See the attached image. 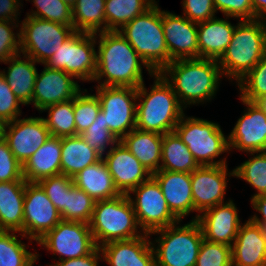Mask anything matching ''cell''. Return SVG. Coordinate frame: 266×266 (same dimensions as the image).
<instances>
[{"instance_id": "1", "label": "cell", "mask_w": 266, "mask_h": 266, "mask_svg": "<svg viewBox=\"0 0 266 266\" xmlns=\"http://www.w3.org/2000/svg\"><path fill=\"white\" fill-rule=\"evenodd\" d=\"M98 36L97 71L93 79V82H100L98 86L138 88L144 82L142 66L154 76L155 73L119 31H104ZM104 77L105 80L101 81Z\"/></svg>"}, {"instance_id": "2", "label": "cell", "mask_w": 266, "mask_h": 266, "mask_svg": "<svg viewBox=\"0 0 266 266\" xmlns=\"http://www.w3.org/2000/svg\"><path fill=\"white\" fill-rule=\"evenodd\" d=\"M160 74L184 108L214 98L222 76L218 60L205 58L172 61Z\"/></svg>"}, {"instance_id": "3", "label": "cell", "mask_w": 266, "mask_h": 266, "mask_svg": "<svg viewBox=\"0 0 266 266\" xmlns=\"http://www.w3.org/2000/svg\"><path fill=\"white\" fill-rule=\"evenodd\" d=\"M154 77L149 92L144 82L137 88V101H140L137 103L136 129L158 134L174 132L184 115V107L164 77L160 73H155Z\"/></svg>"}, {"instance_id": "4", "label": "cell", "mask_w": 266, "mask_h": 266, "mask_svg": "<svg viewBox=\"0 0 266 266\" xmlns=\"http://www.w3.org/2000/svg\"><path fill=\"white\" fill-rule=\"evenodd\" d=\"M265 54V29L261 19L239 20L232 40L218 63L223 76L238 82Z\"/></svg>"}, {"instance_id": "5", "label": "cell", "mask_w": 266, "mask_h": 266, "mask_svg": "<svg viewBox=\"0 0 266 266\" xmlns=\"http://www.w3.org/2000/svg\"><path fill=\"white\" fill-rule=\"evenodd\" d=\"M118 31L154 73H160L170 63L162 26V10L157 3Z\"/></svg>"}, {"instance_id": "6", "label": "cell", "mask_w": 266, "mask_h": 266, "mask_svg": "<svg viewBox=\"0 0 266 266\" xmlns=\"http://www.w3.org/2000/svg\"><path fill=\"white\" fill-rule=\"evenodd\" d=\"M89 226L97 247L144 234L138 231L135 211L127 194L96 201Z\"/></svg>"}, {"instance_id": "7", "label": "cell", "mask_w": 266, "mask_h": 266, "mask_svg": "<svg viewBox=\"0 0 266 266\" xmlns=\"http://www.w3.org/2000/svg\"><path fill=\"white\" fill-rule=\"evenodd\" d=\"M176 223L150 234H161L155 248L156 266H195L203 241V233L199 223L190 221L183 226ZM178 225V226H177Z\"/></svg>"}, {"instance_id": "8", "label": "cell", "mask_w": 266, "mask_h": 266, "mask_svg": "<svg viewBox=\"0 0 266 266\" xmlns=\"http://www.w3.org/2000/svg\"><path fill=\"white\" fill-rule=\"evenodd\" d=\"M174 132L188 147L200 166L227 163L226 158L215 160L222 153L230 151L228 137L224 135L218 123L192 116L186 117L184 114Z\"/></svg>"}, {"instance_id": "9", "label": "cell", "mask_w": 266, "mask_h": 266, "mask_svg": "<svg viewBox=\"0 0 266 266\" xmlns=\"http://www.w3.org/2000/svg\"><path fill=\"white\" fill-rule=\"evenodd\" d=\"M20 27V53L41 64H45L75 32L73 26L28 15Z\"/></svg>"}, {"instance_id": "10", "label": "cell", "mask_w": 266, "mask_h": 266, "mask_svg": "<svg viewBox=\"0 0 266 266\" xmlns=\"http://www.w3.org/2000/svg\"><path fill=\"white\" fill-rule=\"evenodd\" d=\"M97 34L75 31L44 65L63 70L83 82L93 81L97 71L94 48L97 44Z\"/></svg>"}, {"instance_id": "11", "label": "cell", "mask_w": 266, "mask_h": 266, "mask_svg": "<svg viewBox=\"0 0 266 266\" xmlns=\"http://www.w3.org/2000/svg\"><path fill=\"white\" fill-rule=\"evenodd\" d=\"M96 95L103 112V122L121 140L136 128L137 88L96 86Z\"/></svg>"}, {"instance_id": "12", "label": "cell", "mask_w": 266, "mask_h": 266, "mask_svg": "<svg viewBox=\"0 0 266 266\" xmlns=\"http://www.w3.org/2000/svg\"><path fill=\"white\" fill-rule=\"evenodd\" d=\"M134 193L135 199L130 193ZM139 229L145 234L180 223L172 214L157 180L151 176L128 194Z\"/></svg>"}, {"instance_id": "13", "label": "cell", "mask_w": 266, "mask_h": 266, "mask_svg": "<svg viewBox=\"0 0 266 266\" xmlns=\"http://www.w3.org/2000/svg\"><path fill=\"white\" fill-rule=\"evenodd\" d=\"M37 243L54 255H60L59 261L86 256L97 248L88 223L65 220H61Z\"/></svg>"}, {"instance_id": "14", "label": "cell", "mask_w": 266, "mask_h": 266, "mask_svg": "<svg viewBox=\"0 0 266 266\" xmlns=\"http://www.w3.org/2000/svg\"><path fill=\"white\" fill-rule=\"evenodd\" d=\"M23 211V236L30 241L37 242L62 220L38 183L26 182Z\"/></svg>"}, {"instance_id": "15", "label": "cell", "mask_w": 266, "mask_h": 266, "mask_svg": "<svg viewBox=\"0 0 266 266\" xmlns=\"http://www.w3.org/2000/svg\"><path fill=\"white\" fill-rule=\"evenodd\" d=\"M227 166V164L199 166L191 173L194 211L201 213L224 203L227 175L234 176V170L227 173Z\"/></svg>"}, {"instance_id": "16", "label": "cell", "mask_w": 266, "mask_h": 266, "mask_svg": "<svg viewBox=\"0 0 266 266\" xmlns=\"http://www.w3.org/2000/svg\"><path fill=\"white\" fill-rule=\"evenodd\" d=\"M51 137L43 117L15 119L6 123L4 139L23 165Z\"/></svg>"}, {"instance_id": "17", "label": "cell", "mask_w": 266, "mask_h": 266, "mask_svg": "<svg viewBox=\"0 0 266 266\" xmlns=\"http://www.w3.org/2000/svg\"><path fill=\"white\" fill-rule=\"evenodd\" d=\"M247 106L228 137L229 150L248 153L266 152V114L256 102L240 98Z\"/></svg>"}, {"instance_id": "18", "label": "cell", "mask_w": 266, "mask_h": 266, "mask_svg": "<svg viewBox=\"0 0 266 266\" xmlns=\"http://www.w3.org/2000/svg\"><path fill=\"white\" fill-rule=\"evenodd\" d=\"M44 66L40 74L37 72L32 99L39 111L53 104L73 100L81 91L73 75Z\"/></svg>"}, {"instance_id": "19", "label": "cell", "mask_w": 266, "mask_h": 266, "mask_svg": "<svg viewBox=\"0 0 266 266\" xmlns=\"http://www.w3.org/2000/svg\"><path fill=\"white\" fill-rule=\"evenodd\" d=\"M162 26L170 63L180 59L199 58L197 23L185 16L163 10Z\"/></svg>"}, {"instance_id": "20", "label": "cell", "mask_w": 266, "mask_h": 266, "mask_svg": "<svg viewBox=\"0 0 266 266\" xmlns=\"http://www.w3.org/2000/svg\"><path fill=\"white\" fill-rule=\"evenodd\" d=\"M196 215L192 221H197L201 227L203 238L214 243L232 246L241 223L232 200L218 204Z\"/></svg>"}, {"instance_id": "21", "label": "cell", "mask_w": 266, "mask_h": 266, "mask_svg": "<svg viewBox=\"0 0 266 266\" xmlns=\"http://www.w3.org/2000/svg\"><path fill=\"white\" fill-rule=\"evenodd\" d=\"M102 158L121 194H128L152 176L120 140Z\"/></svg>"}, {"instance_id": "22", "label": "cell", "mask_w": 266, "mask_h": 266, "mask_svg": "<svg viewBox=\"0 0 266 266\" xmlns=\"http://www.w3.org/2000/svg\"><path fill=\"white\" fill-rule=\"evenodd\" d=\"M150 234L134 239L111 241L99 247L102 258L111 266H156Z\"/></svg>"}, {"instance_id": "23", "label": "cell", "mask_w": 266, "mask_h": 266, "mask_svg": "<svg viewBox=\"0 0 266 266\" xmlns=\"http://www.w3.org/2000/svg\"><path fill=\"white\" fill-rule=\"evenodd\" d=\"M152 176L159 183L169 209L179 221L194 211L191 173L159 170Z\"/></svg>"}, {"instance_id": "24", "label": "cell", "mask_w": 266, "mask_h": 266, "mask_svg": "<svg viewBox=\"0 0 266 266\" xmlns=\"http://www.w3.org/2000/svg\"><path fill=\"white\" fill-rule=\"evenodd\" d=\"M232 266H266V239L260 225L248 219L231 246Z\"/></svg>"}, {"instance_id": "25", "label": "cell", "mask_w": 266, "mask_h": 266, "mask_svg": "<svg viewBox=\"0 0 266 266\" xmlns=\"http://www.w3.org/2000/svg\"><path fill=\"white\" fill-rule=\"evenodd\" d=\"M227 18L197 23L199 58L219 60L225 53L235 30Z\"/></svg>"}, {"instance_id": "26", "label": "cell", "mask_w": 266, "mask_h": 266, "mask_svg": "<svg viewBox=\"0 0 266 266\" xmlns=\"http://www.w3.org/2000/svg\"><path fill=\"white\" fill-rule=\"evenodd\" d=\"M61 138L51 136L23 165L26 182L40 180L61 174Z\"/></svg>"}, {"instance_id": "27", "label": "cell", "mask_w": 266, "mask_h": 266, "mask_svg": "<svg viewBox=\"0 0 266 266\" xmlns=\"http://www.w3.org/2000/svg\"><path fill=\"white\" fill-rule=\"evenodd\" d=\"M25 180L0 182V230L23 236Z\"/></svg>"}, {"instance_id": "28", "label": "cell", "mask_w": 266, "mask_h": 266, "mask_svg": "<svg viewBox=\"0 0 266 266\" xmlns=\"http://www.w3.org/2000/svg\"><path fill=\"white\" fill-rule=\"evenodd\" d=\"M21 53H18L4 61V64H9L7 73L5 69L0 71L5 77L10 89L22 103L29 105L32 103L34 84L37 75L36 62L27 55H24L22 60Z\"/></svg>"}, {"instance_id": "29", "label": "cell", "mask_w": 266, "mask_h": 266, "mask_svg": "<svg viewBox=\"0 0 266 266\" xmlns=\"http://www.w3.org/2000/svg\"><path fill=\"white\" fill-rule=\"evenodd\" d=\"M72 178L74 186L85 191L95 201L111 199L121 195L115 187L103 158L84 168Z\"/></svg>"}, {"instance_id": "30", "label": "cell", "mask_w": 266, "mask_h": 266, "mask_svg": "<svg viewBox=\"0 0 266 266\" xmlns=\"http://www.w3.org/2000/svg\"><path fill=\"white\" fill-rule=\"evenodd\" d=\"M163 134L133 129L120 141L151 173L160 170Z\"/></svg>"}, {"instance_id": "31", "label": "cell", "mask_w": 266, "mask_h": 266, "mask_svg": "<svg viewBox=\"0 0 266 266\" xmlns=\"http://www.w3.org/2000/svg\"><path fill=\"white\" fill-rule=\"evenodd\" d=\"M61 153V174L69 177L75 176L102 158L81 135L61 138Z\"/></svg>"}, {"instance_id": "32", "label": "cell", "mask_w": 266, "mask_h": 266, "mask_svg": "<svg viewBox=\"0 0 266 266\" xmlns=\"http://www.w3.org/2000/svg\"><path fill=\"white\" fill-rule=\"evenodd\" d=\"M199 166L175 132L163 134L160 170L192 173Z\"/></svg>"}, {"instance_id": "33", "label": "cell", "mask_w": 266, "mask_h": 266, "mask_svg": "<svg viewBox=\"0 0 266 266\" xmlns=\"http://www.w3.org/2000/svg\"><path fill=\"white\" fill-rule=\"evenodd\" d=\"M72 13L75 31L94 34L106 31L105 0H76Z\"/></svg>"}, {"instance_id": "34", "label": "cell", "mask_w": 266, "mask_h": 266, "mask_svg": "<svg viewBox=\"0 0 266 266\" xmlns=\"http://www.w3.org/2000/svg\"><path fill=\"white\" fill-rule=\"evenodd\" d=\"M155 3V0H105L106 31L120 30Z\"/></svg>"}, {"instance_id": "35", "label": "cell", "mask_w": 266, "mask_h": 266, "mask_svg": "<svg viewBox=\"0 0 266 266\" xmlns=\"http://www.w3.org/2000/svg\"><path fill=\"white\" fill-rule=\"evenodd\" d=\"M16 231L0 230V266H32L38 254L29 252Z\"/></svg>"}, {"instance_id": "36", "label": "cell", "mask_w": 266, "mask_h": 266, "mask_svg": "<svg viewBox=\"0 0 266 266\" xmlns=\"http://www.w3.org/2000/svg\"><path fill=\"white\" fill-rule=\"evenodd\" d=\"M48 111V118H43L50 135L63 138L76 135L74 117V99L50 105L42 110Z\"/></svg>"}, {"instance_id": "37", "label": "cell", "mask_w": 266, "mask_h": 266, "mask_svg": "<svg viewBox=\"0 0 266 266\" xmlns=\"http://www.w3.org/2000/svg\"><path fill=\"white\" fill-rule=\"evenodd\" d=\"M95 202L85 191L75 187L73 184L66 191L64 214L61 216V219L89 224L93 215Z\"/></svg>"}, {"instance_id": "38", "label": "cell", "mask_w": 266, "mask_h": 266, "mask_svg": "<svg viewBox=\"0 0 266 266\" xmlns=\"http://www.w3.org/2000/svg\"><path fill=\"white\" fill-rule=\"evenodd\" d=\"M253 155L234 170V176L253 186L258 192L252 198L266 194V152L250 153Z\"/></svg>"}, {"instance_id": "39", "label": "cell", "mask_w": 266, "mask_h": 266, "mask_svg": "<svg viewBox=\"0 0 266 266\" xmlns=\"http://www.w3.org/2000/svg\"><path fill=\"white\" fill-rule=\"evenodd\" d=\"M240 98L256 102L266 95V54L259 63L237 83Z\"/></svg>"}, {"instance_id": "40", "label": "cell", "mask_w": 266, "mask_h": 266, "mask_svg": "<svg viewBox=\"0 0 266 266\" xmlns=\"http://www.w3.org/2000/svg\"><path fill=\"white\" fill-rule=\"evenodd\" d=\"M100 110L101 105L97 95L85 94L84 91L76 95L74 98L76 135L82 134L93 124Z\"/></svg>"}, {"instance_id": "41", "label": "cell", "mask_w": 266, "mask_h": 266, "mask_svg": "<svg viewBox=\"0 0 266 266\" xmlns=\"http://www.w3.org/2000/svg\"><path fill=\"white\" fill-rule=\"evenodd\" d=\"M37 11L28 13V16L73 26L72 7L61 0H33Z\"/></svg>"}, {"instance_id": "42", "label": "cell", "mask_w": 266, "mask_h": 266, "mask_svg": "<svg viewBox=\"0 0 266 266\" xmlns=\"http://www.w3.org/2000/svg\"><path fill=\"white\" fill-rule=\"evenodd\" d=\"M80 135L102 157L108 146L111 145L109 147L111 148L119 141L103 122V112L101 110L93 124Z\"/></svg>"}, {"instance_id": "43", "label": "cell", "mask_w": 266, "mask_h": 266, "mask_svg": "<svg viewBox=\"0 0 266 266\" xmlns=\"http://www.w3.org/2000/svg\"><path fill=\"white\" fill-rule=\"evenodd\" d=\"M195 266H232L231 246L203 239Z\"/></svg>"}, {"instance_id": "44", "label": "cell", "mask_w": 266, "mask_h": 266, "mask_svg": "<svg viewBox=\"0 0 266 266\" xmlns=\"http://www.w3.org/2000/svg\"><path fill=\"white\" fill-rule=\"evenodd\" d=\"M38 184L57 208L60 216H62L64 214L66 191L73 185V178L64 174H58L42 179Z\"/></svg>"}, {"instance_id": "45", "label": "cell", "mask_w": 266, "mask_h": 266, "mask_svg": "<svg viewBox=\"0 0 266 266\" xmlns=\"http://www.w3.org/2000/svg\"><path fill=\"white\" fill-rule=\"evenodd\" d=\"M24 180L22 164L15 158L5 139L0 141V182Z\"/></svg>"}, {"instance_id": "46", "label": "cell", "mask_w": 266, "mask_h": 266, "mask_svg": "<svg viewBox=\"0 0 266 266\" xmlns=\"http://www.w3.org/2000/svg\"><path fill=\"white\" fill-rule=\"evenodd\" d=\"M16 22L0 20V62H4L8 58L20 53V33L17 32L15 34L12 30L15 27H19Z\"/></svg>"}, {"instance_id": "47", "label": "cell", "mask_w": 266, "mask_h": 266, "mask_svg": "<svg viewBox=\"0 0 266 266\" xmlns=\"http://www.w3.org/2000/svg\"><path fill=\"white\" fill-rule=\"evenodd\" d=\"M20 104L5 77L0 72V119L5 123L12 122L21 115Z\"/></svg>"}, {"instance_id": "48", "label": "cell", "mask_w": 266, "mask_h": 266, "mask_svg": "<svg viewBox=\"0 0 266 266\" xmlns=\"http://www.w3.org/2000/svg\"><path fill=\"white\" fill-rule=\"evenodd\" d=\"M216 12L239 20H253L252 0H213Z\"/></svg>"}, {"instance_id": "49", "label": "cell", "mask_w": 266, "mask_h": 266, "mask_svg": "<svg viewBox=\"0 0 266 266\" xmlns=\"http://www.w3.org/2000/svg\"><path fill=\"white\" fill-rule=\"evenodd\" d=\"M183 15L192 22L199 23L215 18L213 0H183Z\"/></svg>"}, {"instance_id": "50", "label": "cell", "mask_w": 266, "mask_h": 266, "mask_svg": "<svg viewBox=\"0 0 266 266\" xmlns=\"http://www.w3.org/2000/svg\"><path fill=\"white\" fill-rule=\"evenodd\" d=\"M100 249L97 247L91 254L80 258L61 260L56 262L54 265L49 266H98L99 259H103L100 255Z\"/></svg>"}, {"instance_id": "51", "label": "cell", "mask_w": 266, "mask_h": 266, "mask_svg": "<svg viewBox=\"0 0 266 266\" xmlns=\"http://www.w3.org/2000/svg\"><path fill=\"white\" fill-rule=\"evenodd\" d=\"M20 0H0V20L15 21L19 14ZM17 13V14H16Z\"/></svg>"}, {"instance_id": "52", "label": "cell", "mask_w": 266, "mask_h": 266, "mask_svg": "<svg viewBox=\"0 0 266 266\" xmlns=\"http://www.w3.org/2000/svg\"><path fill=\"white\" fill-rule=\"evenodd\" d=\"M251 204L262 217L259 218L257 215H253V217H250V220L253 223H266V194L251 198Z\"/></svg>"}, {"instance_id": "53", "label": "cell", "mask_w": 266, "mask_h": 266, "mask_svg": "<svg viewBox=\"0 0 266 266\" xmlns=\"http://www.w3.org/2000/svg\"><path fill=\"white\" fill-rule=\"evenodd\" d=\"M254 19L266 17V0H252Z\"/></svg>"}, {"instance_id": "54", "label": "cell", "mask_w": 266, "mask_h": 266, "mask_svg": "<svg viewBox=\"0 0 266 266\" xmlns=\"http://www.w3.org/2000/svg\"><path fill=\"white\" fill-rule=\"evenodd\" d=\"M256 103L259 105V107L264 111L266 114V95L261 97L259 100L256 101Z\"/></svg>"}, {"instance_id": "55", "label": "cell", "mask_w": 266, "mask_h": 266, "mask_svg": "<svg viewBox=\"0 0 266 266\" xmlns=\"http://www.w3.org/2000/svg\"><path fill=\"white\" fill-rule=\"evenodd\" d=\"M6 123L0 119V141L4 139Z\"/></svg>"}, {"instance_id": "56", "label": "cell", "mask_w": 266, "mask_h": 266, "mask_svg": "<svg viewBox=\"0 0 266 266\" xmlns=\"http://www.w3.org/2000/svg\"><path fill=\"white\" fill-rule=\"evenodd\" d=\"M255 224L260 225L263 237L266 239V223H255Z\"/></svg>"}, {"instance_id": "57", "label": "cell", "mask_w": 266, "mask_h": 266, "mask_svg": "<svg viewBox=\"0 0 266 266\" xmlns=\"http://www.w3.org/2000/svg\"><path fill=\"white\" fill-rule=\"evenodd\" d=\"M61 1H63L64 3L69 5L70 7H73L76 0H61Z\"/></svg>"}, {"instance_id": "58", "label": "cell", "mask_w": 266, "mask_h": 266, "mask_svg": "<svg viewBox=\"0 0 266 266\" xmlns=\"http://www.w3.org/2000/svg\"><path fill=\"white\" fill-rule=\"evenodd\" d=\"M264 29H265V40H266V17L261 19Z\"/></svg>"}]
</instances>
